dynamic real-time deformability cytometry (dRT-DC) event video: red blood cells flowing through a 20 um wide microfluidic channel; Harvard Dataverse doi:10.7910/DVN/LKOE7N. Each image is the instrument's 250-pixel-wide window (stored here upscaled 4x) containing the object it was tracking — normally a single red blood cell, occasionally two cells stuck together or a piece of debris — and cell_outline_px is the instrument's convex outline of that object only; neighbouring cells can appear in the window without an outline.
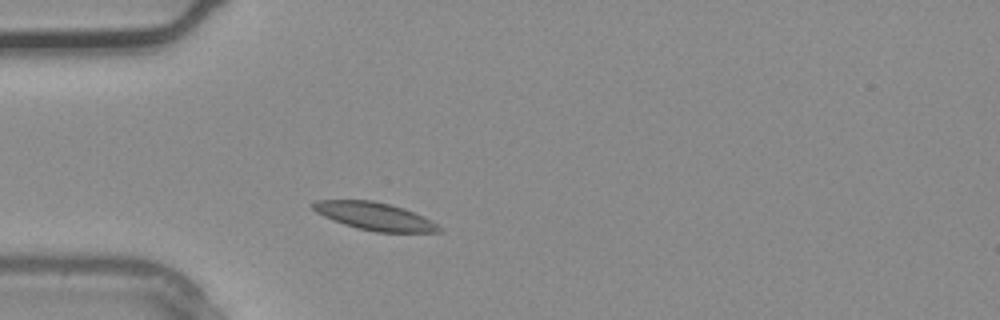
{"species": "common noctule bat (a hibernating species)", "species_latin": "Nyctalus noctula", "temperature_condition": "warm", "stored_images_in_passage": 4, "camera_frame_rate_fps": 3000, "um_per_image_px": 0.085, "animal": {"sex": "male", "body_mass_g": 20.4}, "frame": {"image": 1, "passage_image": 4, "time_ms": 1.0, "image_size_px": [1000, 320], "cell_outline_px": [[444, 232], [376, 232], [356, 228], [344, 224], [324, 216], [316, 212], [312, 208], [312, 204], [316, 200], [372, 200], [404, 208], [444, 228]], "centroid_in_image_um": [31.83, 18.39], "position_along_channel_um": 53.2, "area_um2": 20.11}}